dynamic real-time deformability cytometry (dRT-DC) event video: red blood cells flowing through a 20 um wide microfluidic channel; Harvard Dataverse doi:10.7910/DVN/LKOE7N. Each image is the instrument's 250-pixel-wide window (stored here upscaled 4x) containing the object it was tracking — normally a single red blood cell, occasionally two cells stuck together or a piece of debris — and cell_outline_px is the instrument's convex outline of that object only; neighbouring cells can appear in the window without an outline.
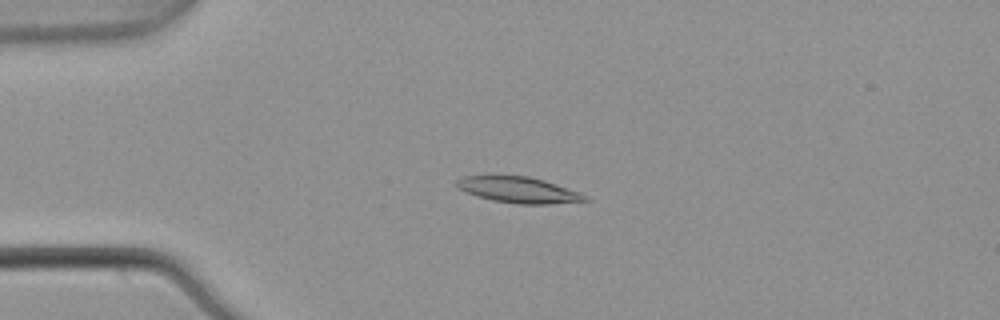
{"species": "common noctule bat (a hibernating species)", "species_latin": "Nyctalus noctula", "temperature_condition": "warm", "stored_images_in_passage": 6, "camera_frame_rate_fps": 3000, "um_per_image_px": 0.085, "animal": {"sex": "male", "body_mass_g": 21.5, "forearm_length_mm": 52.0}, "frame": {"image": 1, "passage_image": 4, "time_ms": 1.0, "image_size_px": [1000, 320], "cell_outline_px": [[592, 200], [548, 204], [516, 204], [492, 200], [476, 196], [460, 188], [456, 184], [456, 180], [464, 176], [528, 176], [544, 180], [580, 192], [588, 196]], "centroid_in_image_um": [44.13, 16.15], "position_along_channel_um": 40.9, "area_um2": 19.31}}
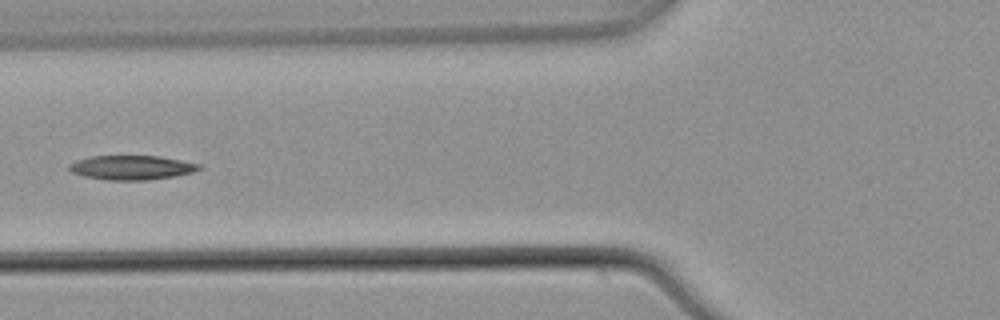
{"frame": {"image": 2, "passage_image": 6, "time_ms": 1.667, "image_size_px": [1000, 320], "cell_outline_px": [[204, 168], [192, 172], [176, 176], [148, 180], [108, 180], [84, 176], [72, 172], [68, 168], [68, 164], [76, 160], [92, 156], [160, 156], [200, 164]], "centroid_in_image_um": [11.2, 14.24], "position_along_channel_um": 114.6, "area_um2": 18.44}}